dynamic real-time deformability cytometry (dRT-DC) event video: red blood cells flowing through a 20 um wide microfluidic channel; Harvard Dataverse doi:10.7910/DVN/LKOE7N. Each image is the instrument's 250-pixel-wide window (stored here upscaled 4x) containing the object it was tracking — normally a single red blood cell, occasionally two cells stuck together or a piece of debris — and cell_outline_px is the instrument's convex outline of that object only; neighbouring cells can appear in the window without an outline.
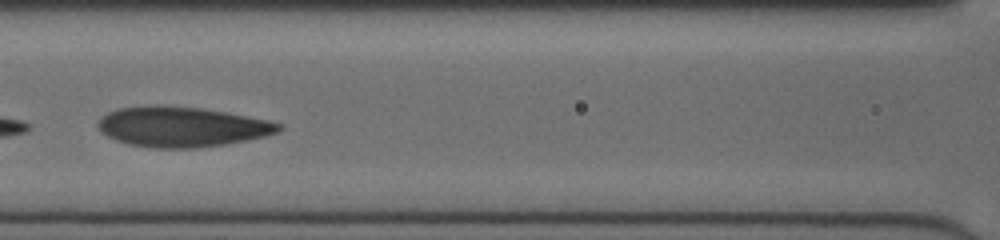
{"species": "human", "species_latin": "Homo sapiens", "temperature_condition": "cold", "stored_images_in_passage": 37, "camera_frame_rate_fps": 3000, "um_per_image_px": 0.085, "donor": {"sex": "female"}, "frame": {"image": 1, "passage_image": 16, "time_ms": 5.0, "image_size_px": [1000, 240], "cell_outline_px": [[280, 128], [276, 132], [264, 136], [224, 144], [200, 148], [152, 148], [128, 144], [116, 140], [100, 132], [96, 124], [108, 112], [116, 108], [152, 104], [160, 104], [200, 108], [224, 112], [264, 120], [280, 124]], "centroid_in_image_um": [15.34, 10.77], "position_along_channel_um": 151.3, "area_um2": 42.02}}
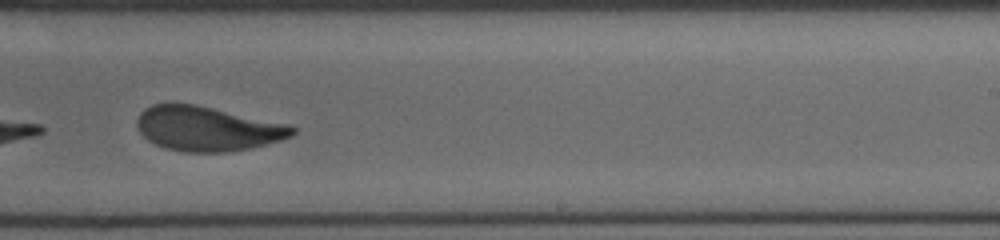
{"frame": {"image": 2, "passage_image": 25, "time_ms": 8.0, "image_size_px": [1000, 240], "cell_outline_px": [[296, 132], [292, 136], [268, 144], [252, 148], [232, 152], [180, 152], [164, 148], [148, 140], [140, 132], [136, 124], [136, 120], [140, 112], [144, 108], [152, 104], [172, 100], [196, 104], [288, 124], [296, 128]], "centroid_in_image_um": [17.58, 10.91], "position_along_channel_um": 271.4, "area_um2": 41.21}}
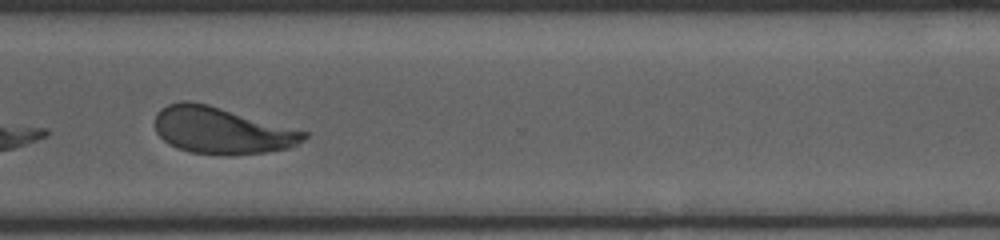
{"frame": {"image": 3, "passage_image": 31, "time_ms": 10.0, "image_size_px": [1000, 240], "cell_outline_px": [[308, 136], [304, 140], [288, 148], [268, 152], [232, 156], [220, 156], [188, 152], [176, 148], [168, 144], [156, 132], [156, 112], [160, 108], [168, 104], [184, 100], [188, 100], [208, 104], [308, 132]], "centroid_in_image_um": [18.82, 11.11], "position_along_channel_um": 351.8, "area_um2": 40.92}, "authors_computed_cell_mechanics": {"area_um2": 41.905, "velocity_mm_per_s": 4.0191, "shape_relaxation_time_tau1_ms": 3.7544, "shape_relaxation_time_tau2_ms": 1.1, "deformation_change_tau1": 0.1689, "deformation_change_tau2": 0.0758}}